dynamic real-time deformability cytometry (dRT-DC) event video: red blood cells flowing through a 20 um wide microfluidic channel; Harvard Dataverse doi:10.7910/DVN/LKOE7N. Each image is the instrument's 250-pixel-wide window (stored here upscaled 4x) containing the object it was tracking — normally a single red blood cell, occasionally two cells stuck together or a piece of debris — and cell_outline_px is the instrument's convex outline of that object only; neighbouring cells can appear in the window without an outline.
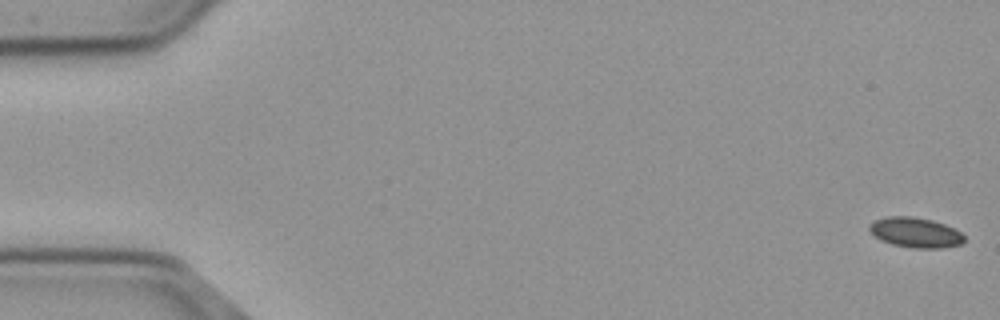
{"species": "common noctule bat (a hibernating species)", "species_latin": "Nyctalus noctula", "temperature_condition": "cold", "stored_images_in_passage": 56, "camera_frame_rate_fps": 3000, "um_per_image_px": 0.085, "animal": {"sex": "male", "body_mass_g": 23.1, "forearm_length_mm": 52.7}, "frame": {"image": 1, "passage_image": 1, "time_ms": 0.0, "image_size_px": [1000, 320], "cell_outline_px": [[964, 240], [960, 244], [944, 248], [912, 248], [892, 244], [880, 240], [868, 228], [868, 224], [876, 220], [888, 216], [912, 216], [932, 220], [944, 224], [960, 232], [964, 236]], "centroid_in_image_um": [77.8, 19.76], "position_along_channel_um": 7.2, "area_um2": 16.53}}
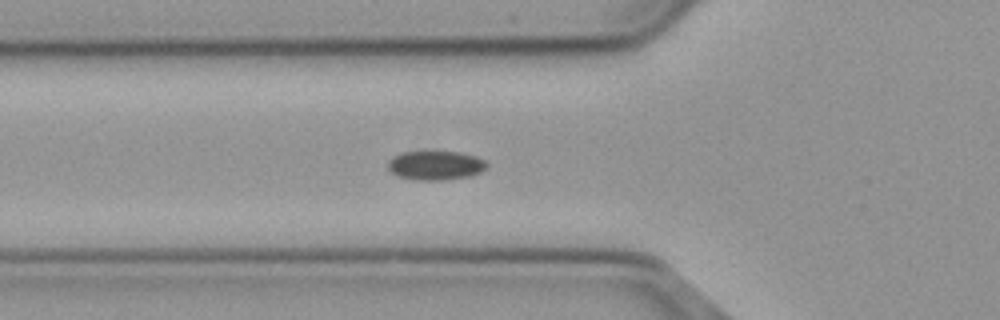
{"frame": {"image": 2, "passage_image": 20, "time_ms": 6.333, "image_size_px": [1000, 320], "cell_outline_px": [[488, 168], [472, 176], [444, 180], [412, 180], [396, 176], [388, 168], [388, 160], [392, 156], [404, 152], [456, 152], [476, 156], [484, 160], [488, 164]], "centroid_in_image_um": [37.02, 14.07], "position_along_channel_um": 88.8, "area_um2": 16.94}}
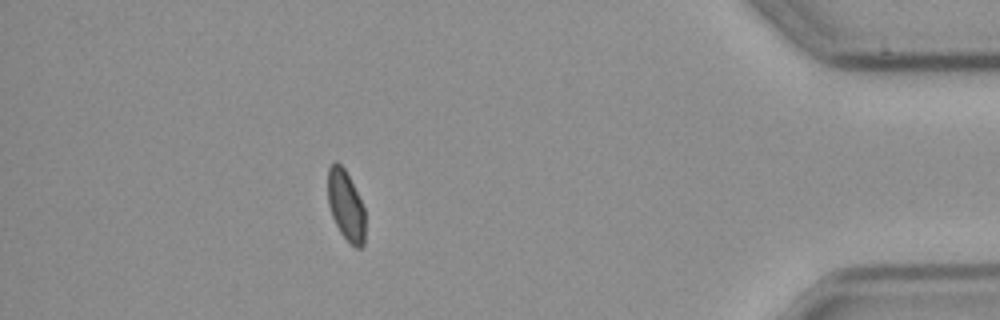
{"frame": {"image": 3, "passage_image": 50, "time_ms": 16.333, "image_size_px": [1000, 320], "cell_outline_px": [[364, 244], [360, 248], [356, 248], [340, 232], [332, 216], [328, 204], [328, 168], [336, 160], [344, 168], [364, 208]], "centroid_in_image_um": [29.38, 17.46], "position_along_channel_um": 405.8, "area_um2": 14.91}, "authors_computed_cell_mechanics": {"area_um2": 16.5886, "velocity_mm_per_s": 3.6811, "shape_relaxation_time_tau1_ms": 2.4896, "shape_relaxation_time_tau2_ms": null, "deformation_change_tau1": 0.0486, "deformation_change_tau2": null}}